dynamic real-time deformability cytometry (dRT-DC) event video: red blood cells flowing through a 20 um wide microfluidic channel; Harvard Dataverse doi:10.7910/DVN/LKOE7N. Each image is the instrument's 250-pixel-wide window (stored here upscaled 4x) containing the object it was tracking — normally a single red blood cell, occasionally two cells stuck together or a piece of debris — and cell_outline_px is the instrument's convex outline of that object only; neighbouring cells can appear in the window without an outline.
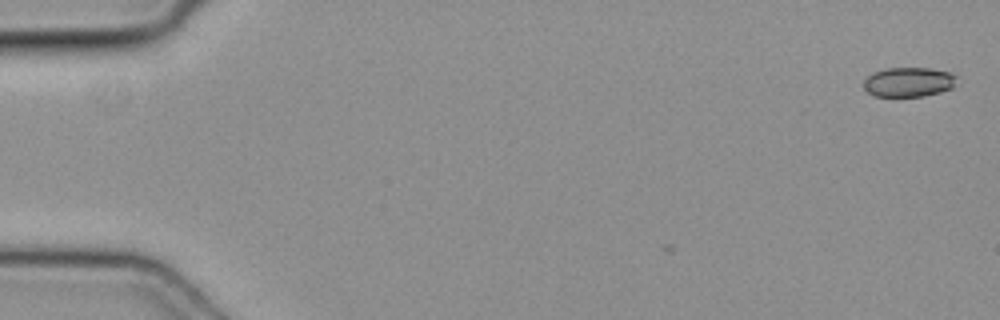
{"species": "common noctule bat (a hibernating species)", "species_latin": "Nyctalus noctula", "temperature_condition": "cold", "stored_images_in_passage": 2, "camera_frame_rate_fps": 3000, "um_per_image_px": 0.085, "animal": {"sex": "female", "body_mass_g": 19.3, "forearm_length_mm": 54.1}, "frame": {"image": 1, "passage_image": 2, "time_ms": 0.333, "image_size_px": [1000, 320], "cell_outline_px": [[960, 76], [952, 88], [940, 92], [924, 96], [872, 96], [864, 88], [864, 80], [872, 72], [884, 68], [932, 68], [948, 72]], "centroid_in_image_um": [77.25, 6.96], "position_along_channel_um": 7.7, "area_um2": 16.24}}